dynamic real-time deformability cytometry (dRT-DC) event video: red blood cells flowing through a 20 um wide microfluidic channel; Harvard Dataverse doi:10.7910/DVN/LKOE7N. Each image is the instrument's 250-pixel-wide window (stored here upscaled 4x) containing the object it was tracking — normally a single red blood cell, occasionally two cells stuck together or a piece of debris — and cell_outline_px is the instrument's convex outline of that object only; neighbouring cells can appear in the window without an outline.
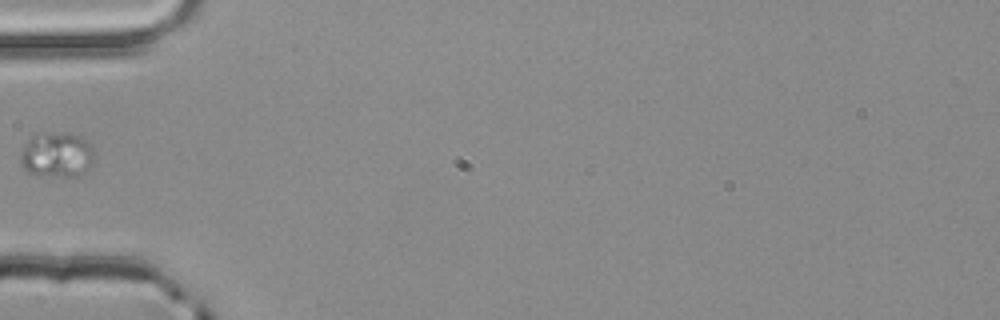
{"species": "common noctule bat (a hibernating species)", "species_latin": "Nyctalus noctula", "temperature_condition": "room temperature", "stored_images_in_passage": 4, "camera_frame_rate_fps": 3000, "um_per_image_px": 0.085, "animal": {"sex": "male", "body_mass_g": 20.4}, "frame": {"image": 1, "passage_image": 4, "time_ms": 1.0, "image_size_px": [1000, 320], "cell_outline_px": [[92, 156], [88, 168], [84, 172], [76, 176], [36, 176], [28, 172], [24, 168], [20, 160], [20, 152], [24, 144], [36, 132], [68, 132], [84, 140], [92, 148]], "centroid_in_image_um": [4.74, 13.15], "position_along_channel_um": 80.3, "area_um2": 19.42}}